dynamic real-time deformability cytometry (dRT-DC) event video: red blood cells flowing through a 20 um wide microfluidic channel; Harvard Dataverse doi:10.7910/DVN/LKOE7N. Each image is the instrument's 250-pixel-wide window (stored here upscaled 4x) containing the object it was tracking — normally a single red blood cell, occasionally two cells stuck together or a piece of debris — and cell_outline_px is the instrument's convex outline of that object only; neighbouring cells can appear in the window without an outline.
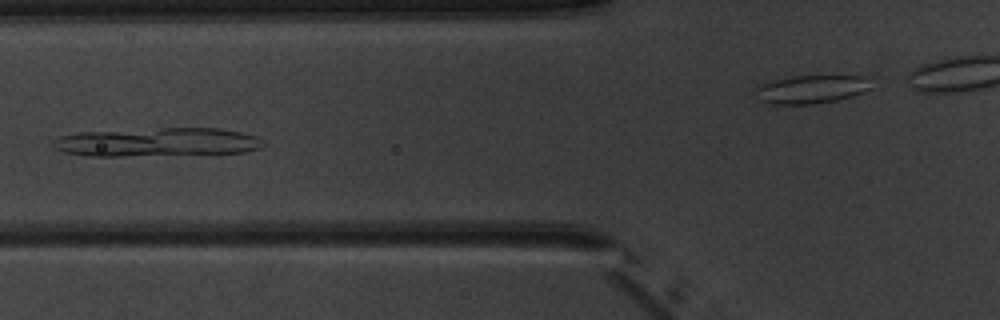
{"species": "common noctule bat (a hibernating species)", "species_latin": "Nyctalus noctula", "temperature_condition": "warm", "stored_images_in_passage": 8, "camera_frame_rate_fps": 3000, "um_per_image_px": 0.085, "animal": {"sex": "male", "body_mass_g": 20.1, "forearm_length_mm": 53.5}, "frame": {"image": 1, "passage_image": 7, "time_ms": 8.0, "image_size_px": [1000, 320], "cell_outline_px": [[264, 144], [260, 148], [244, 152], [120, 156], [92, 156], [64, 152], [52, 148], [48, 144], [52, 140], [60, 136], [76, 132], [164, 128], [220, 128], [240, 132], [256, 136]], "centroid_in_image_um": [13.26, 12.07], "position_along_channel_um": 112.5, "area_um2": 35.08}}